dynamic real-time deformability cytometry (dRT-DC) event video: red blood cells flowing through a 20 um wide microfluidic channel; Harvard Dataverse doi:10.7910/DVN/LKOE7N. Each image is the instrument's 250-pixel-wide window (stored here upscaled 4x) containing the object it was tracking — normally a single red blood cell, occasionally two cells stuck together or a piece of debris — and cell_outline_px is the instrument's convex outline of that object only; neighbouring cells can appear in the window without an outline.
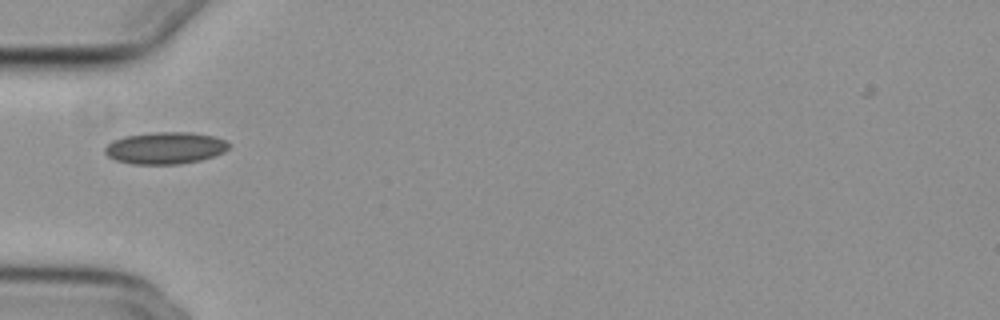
{"species": "common noctule bat (a hibernating species)", "species_latin": "Nyctalus noctula", "temperature_condition": "cold", "stored_images_in_passage": 28, "camera_frame_rate_fps": 3000, "um_per_image_px": 0.085, "animal": {"sex": "female", "body_mass_g": 29.2, "forearm_length_mm": 56.3}, "frame": {"image": 1, "passage_image": 1, "time_ms": 0.0, "image_size_px": [1000, 320], "cell_outline_px": [[232, 144], [224, 152], [200, 160], [180, 164], [132, 164], [116, 160], [108, 156], [104, 152], [104, 148], [112, 140], [124, 136], [152, 132], [192, 132], [212, 136], [224, 140]], "centroid_in_image_um": [14.03, 12.57], "position_along_channel_um": 71.0, "area_um2": 23.12}}
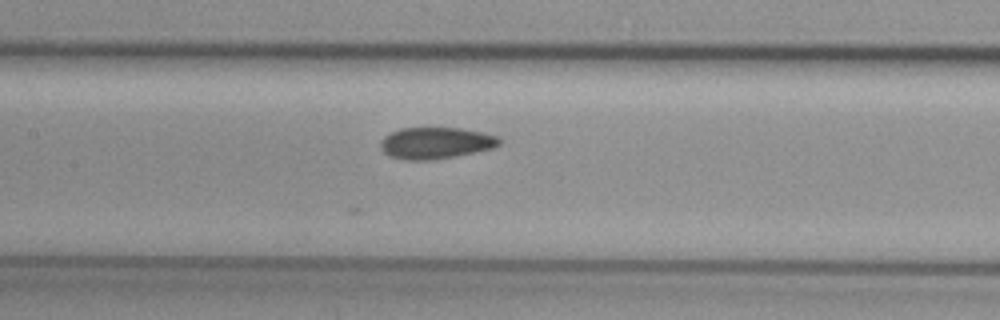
{"frame": {"image": 2, "passage_image": 9, "time_ms": 2.667, "image_size_px": [1000, 320], "cell_outline_px": [[504, 140], [500, 144], [492, 148], [476, 152], [456, 156], [432, 160], [404, 160], [388, 156], [380, 148], [380, 140], [384, 136], [400, 128], [460, 128], [484, 132], [500, 136]], "centroid_in_image_um": [37.06, 12.16], "position_along_channel_um": 170.3, "area_um2": 22.2}}
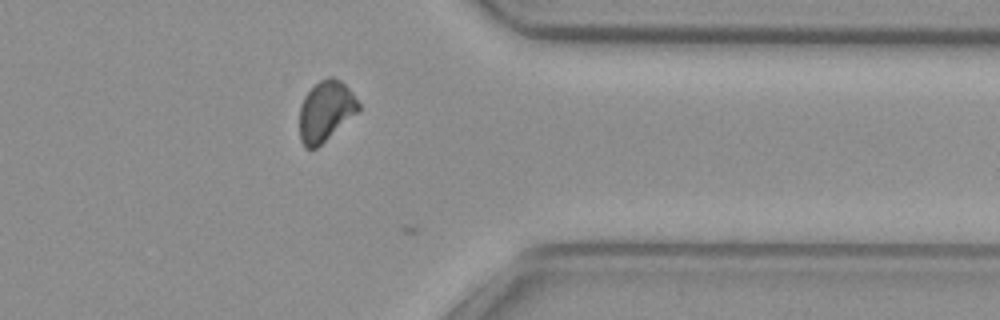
{"frame": {"image": 3, "passage_image": 27, "time_ms": 8.667, "image_size_px": [1000, 320], "cell_outline_px": [[360, 112], [316, 148], [304, 148], [300, 140], [300, 104], [304, 96], [320, 80], [328, 76], [332, 76], [340, 80], [352, 92], [360, 104]], "centroid_in_image_um": [27.7, 9.45], "position_along_channel_um": 383.7, "area_um2": 20.92}, "authors_computed_cell_mechanics": {"area_um2": 21.1259, "velocity_mm_per_s": 3.5711, "shape_relaxation_time_tau1_ms": 0.5543, "shape_relaxation_time_tau2_ms": null, "deformation_change_tau1": 0.193, "deformation_change_tau2": null}}